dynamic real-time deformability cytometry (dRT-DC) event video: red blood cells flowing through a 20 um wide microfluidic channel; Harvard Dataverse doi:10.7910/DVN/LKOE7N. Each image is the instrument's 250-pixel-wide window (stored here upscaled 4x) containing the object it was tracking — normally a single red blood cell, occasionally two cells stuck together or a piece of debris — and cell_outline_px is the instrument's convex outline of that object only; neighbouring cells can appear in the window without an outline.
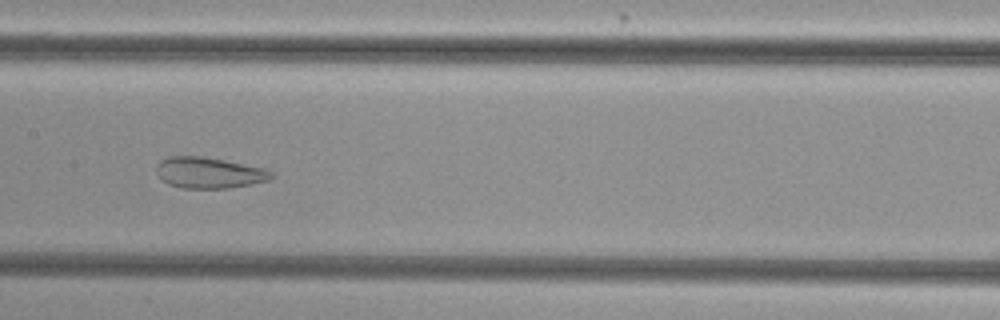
{"species": "common noctule bat (a hibernating species)", "species_latin": "Nyctalus noctula", "temperature_condition": "cold", "stored_images_in_passage": 52, "camera_frame_rate_fps": 3000, "um_per_image_px": 0.085, "animal": {"sex": "female", "body_mass_g": 29.2, "forearm_length_mm": 56.3}, "frame": {"image": 1, "passage_image": 26, "time_ms": 8.333, "image_size_px": [1000, 320], "cell_outline_px": [[272, 180], [252, 184], [228, 188], [180, 188], [168, 184], [156, 172], [156, 164], [160, 160], [168, 156], [204, 156], [268, 168], [272, 172]], "centroid_in_image_um": [17.8, 14.67], "position_along_channel_um": 189.6, "area_um2": 21.1}}
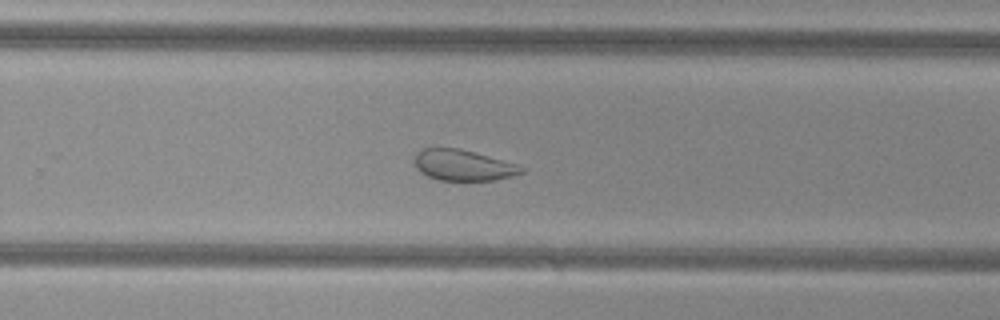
{"frame": {"image": 2, "passage_image": 34, "time_ms": 11.0, "image_size_px": [1000, 320], "cell_outline_px": [[528, 168], [524, 172], [512, 176], [496, 180], [440, 180], [428, 176], [420, 172], [416, 168], [416, 152], [424, 148], [460, 148], [516, 164]], "centroid_in_image_um": [39.4, 14.05], "position_along_channel_um": 290.4, "area_um2": 19.13}}
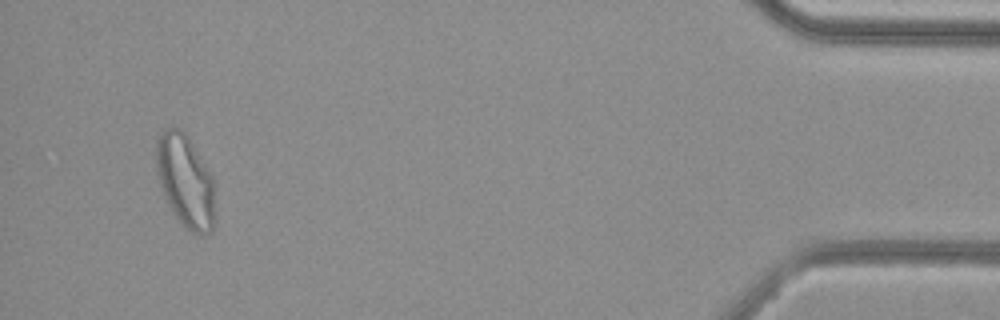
{"frame": {"image": 3, "passage_image": 50, "time_ms": 16.333, "image_size_px": [1000, 320], "cell_outline_px": [[216, 220], [212, 232], [200, 236], [192, 232], [172, 212], [164, 196], [156, 172], [156, 140], [160, 132], [164, 128], [180, 128], [188, 136], [212, 176], [216, 216]], "centroid_in_image_um": [15.77, 15.4], "position_along_channel_um": 419.4, "area_um2": 32.02}, "authors_computed_cell_mechanics": {"area_um2": 28.8133, "velocity_mm_per_s": 3.787, "shape_relaxation_time_tau1_ms": null, "shape_relaxation_time_tau2_ms": 1.1365, "deformation_change_tau1": null, "deformation_change_tau2": 0.0854}}